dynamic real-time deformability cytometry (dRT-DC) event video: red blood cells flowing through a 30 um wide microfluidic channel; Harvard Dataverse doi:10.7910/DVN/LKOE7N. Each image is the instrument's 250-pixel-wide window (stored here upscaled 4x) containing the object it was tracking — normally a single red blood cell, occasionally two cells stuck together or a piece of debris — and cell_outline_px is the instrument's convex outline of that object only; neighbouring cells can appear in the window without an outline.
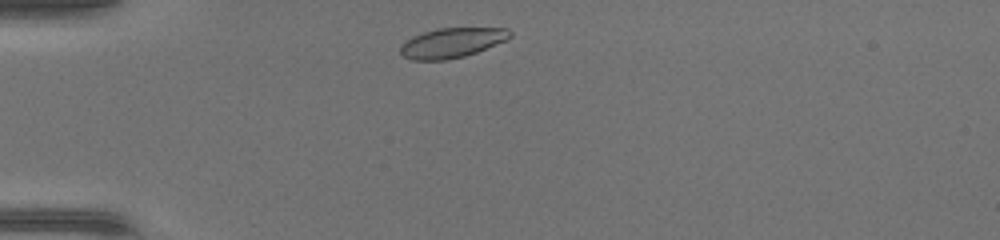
{"species": "common noctule bat (a hibernating species)", "species_latin": "Nyctalus noctula", "temperature_condition": "warm", "stored_images_in_passage": 37, "camera_frame_rate_fps": 3000, "um_per_image_px": 0.085, "animal": {"sex": "female", "body_mass_g": 17.0, "forearm_length_mm": 48.0}, "frame": {"image": 1, "passage_image": 2, "time_ms": 0.333, "image_size_px": [1000, 240], "cell_outline_px": [[512, 36], [504, 40], [476, 52], [464, 56], [444, 60], [412, 60], [404, 56], [400, 52], [400, 48], [412, 36], [436, 28], [508, 28], [512, 32]], "centroid_in_image_um": [38.41, 3.63], "position_along_channel_um": 46.6, "area_um2": 18.73}}
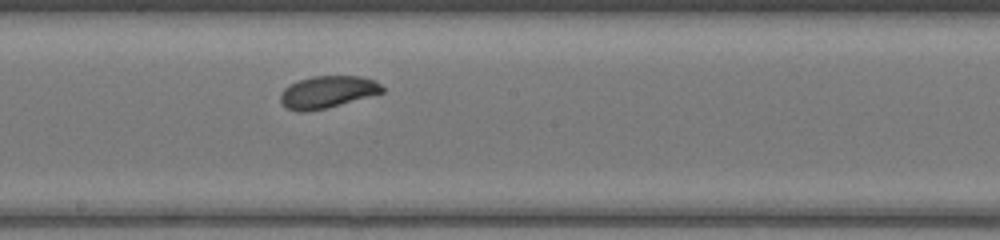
{"frame": {"image": 2, "passage_image": 16, "time_ms": 5.0, "image_size_px": [1000, 240], "cell_outline_px": [[384, 92], [340, 104], [324, 108], [304, 112], [300, 112], [288, 108], [280, 100], [280, 92], [288, 84], [312, 76], [360, 76], [376, 80], [384, 88]], "centroid_in_image_um": [27.83, 7.8], "position_along_channel_um": 220.4, "area_um2": 18.9}}
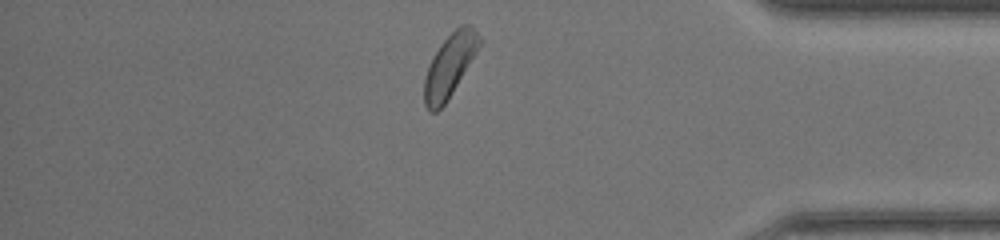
{"frame": {"image": 3, "passage_image": 30, "time_ms": 9.667, "image_size_px": [1000, 240], "cell_outline_px": [[484, 40], [452, 92], [444, 104], [436, 112], [428, 112], [424, 104], [424, 80], [428, 64], [432, 56], [440, 44], [460, 24], [472, 24]], "centroid_in_image_um": [38.23, 5.53], "position_along_channel_um": 397.0, "area_um2": 20.29}, "authors_computed_cell_mechanics": {"area_um2": 19.652, "velocity_mm_per_s": 4.3361, "shape_relaxation_time_tau1_ms": 1.6389, "shape_relaxation_time_tau2_ms": null, "deformation_change_tau1": 0.0916, "deformation_change_tau2": null}}